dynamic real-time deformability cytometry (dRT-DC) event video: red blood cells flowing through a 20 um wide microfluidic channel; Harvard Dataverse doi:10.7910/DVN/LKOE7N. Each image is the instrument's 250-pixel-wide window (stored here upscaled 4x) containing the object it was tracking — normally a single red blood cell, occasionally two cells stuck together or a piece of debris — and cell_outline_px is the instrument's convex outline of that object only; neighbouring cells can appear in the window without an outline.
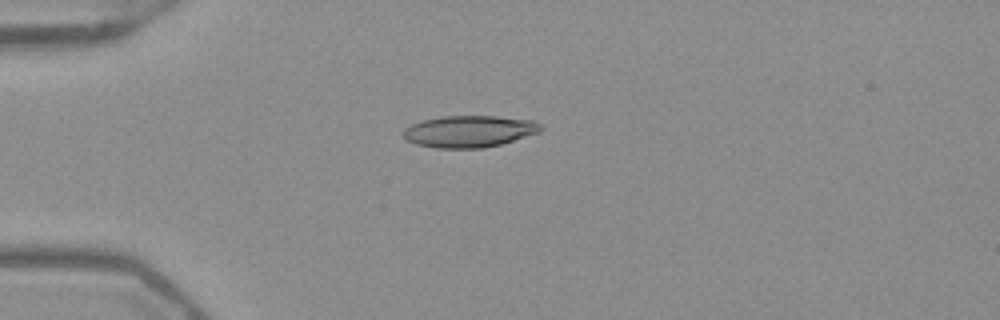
{"species": "Egyptian fruit bat (a non-hibernating species)", "species_latin": "Rousettus aegyptiacus", "temperature_condition": "warm", "stored_images_in_passage": 52, "camera_frame_rate_fps": 3000, "um_per_image_px": 0.085, "frame": {"image": 1, "passage_image": 14, "time_ms": 4.333, "image_size_px": [1000, 320], "cell_outline_px": [[544, 128], [540, 132], [500, 144], [484, 148], [436, 148], [416, 144], [408, 140], [404, 136], [404, 128], [412, 124], [424, 120], [444, 116], [496, 116], [532, 120], [540, 124]], "centroid_in_image_um": [39.91, 11.16], "position_along_channel_um": 45.1, "area_um2": 25.26}}
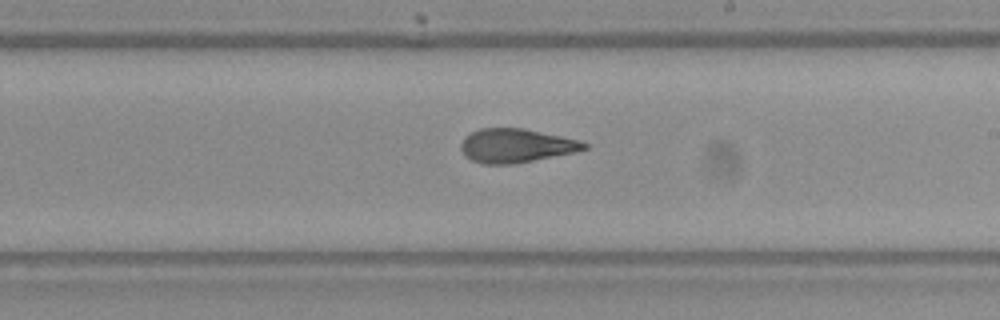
{"frame": {"image": 2, "passage_image": 31, "time_ms": 10.0, "image_size_px": [1000, 320], "cell_outline_px": [[588, 148], [576, 152], [512, 164], [484, 164], [472, 160], [464, 156], [460, 148], [460, 144], [464, 136], [480, 128], [524, 128], [560, 136], [576, 140], [588, 144]], "centroid_in_image_um": [43.81, 12.38], "position_along_channel_um": 245.2, "area_um2": 24.22}}
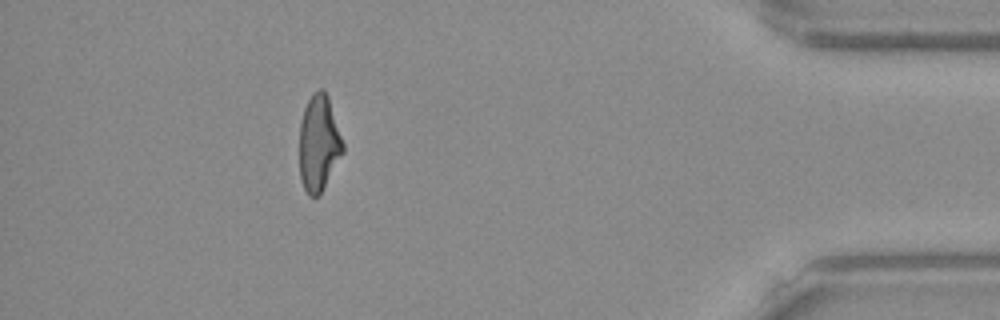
{"frame": {"image": 3, "passage_image": 47, "time_ms": 15.333, "image_size_px": [1000, 320], "cell_outline_px": [[344, 152], [320, 196], [308, 196], [300, 180], [300, 124], [304, 108], [312, 92], [320, 88], [324, 88], [328, 96], [344, 144]], "centroid_in_image_um": [27.11, 12.19], "position_along_channel_um": 408.1, "area_um2": 24.62}, "authors_computed_cell_mechanics": {"area_um2": 24.8829, "velocity_mm_per_s": 3.9511, "shape_relaxation_time_tau1_ms": null, "shape_relaxation_time_tau2_ms": 1.5598, "deformation_change_tau1": null, "deformation_change_tau2": 0.0974}}